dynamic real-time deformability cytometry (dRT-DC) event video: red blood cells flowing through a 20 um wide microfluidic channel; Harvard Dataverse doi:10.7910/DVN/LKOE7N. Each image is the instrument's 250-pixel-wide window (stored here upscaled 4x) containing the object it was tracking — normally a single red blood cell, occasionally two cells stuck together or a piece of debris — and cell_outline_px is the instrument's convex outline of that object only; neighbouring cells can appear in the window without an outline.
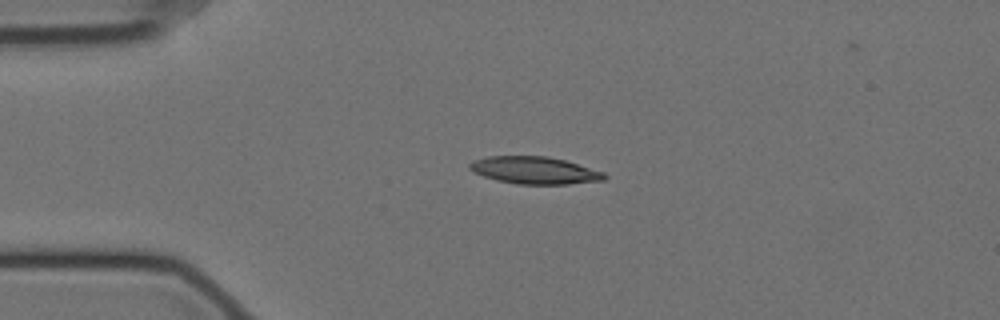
{"species": "Egyptian fruit bat (a non-hibernating species)", "species_latin": "Rousettus aegyptiacus", "temperature_condition": "cold", "stored_images_in_passage": 16, "camera_frame_rate_fps": 3000, "um_per_image_px": 0.085, "animal": {"sex": "female"}, "frame": {"image": 1, "passage_image": 1, "time_ms": 0.0, "image_size_px": [1000, 320], "cell_outline_px": [[608, 176], [604, 180], [568, 184], [516, 184], [496, 180], [484, 176], [468, 168], [468, 164], [476, 160], [488, 156], [548, 156], [564, 160], [604, 172]], "centroid_in_image_um": [45.46, 14.48], "position_along_channel_um": 39.5, "area_um2": 21.27}}
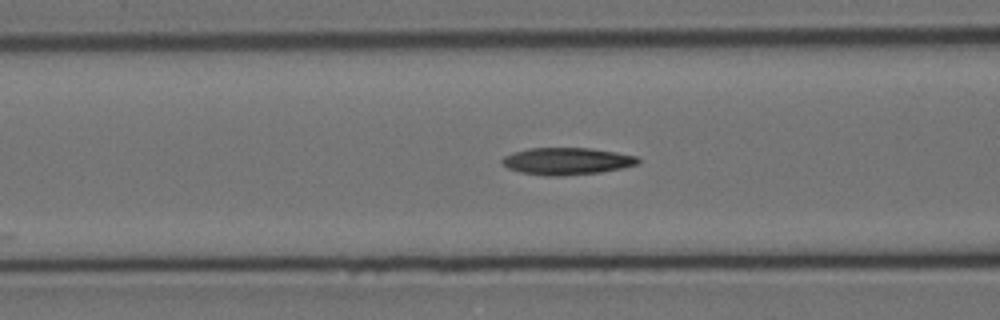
{"frame": {"image": 2, "passage_image": 10, "time_ms": 3.0, "image_size_px": [1000, 320], "cell_outline_px": [[640, 160], [636, 164], [620, 168], [600, 172], [560, 176], [544, 176], [520, 172], [508, 168], [500, 164], [500, 160], [504, 156], [512, 152], [528, 148], [592, 148], [616, 152], [636, 156]], "centroid_in_image_um": [48.11, 13.69], "position_along_channel_um": 118.5, "area_um2": 21.5}}
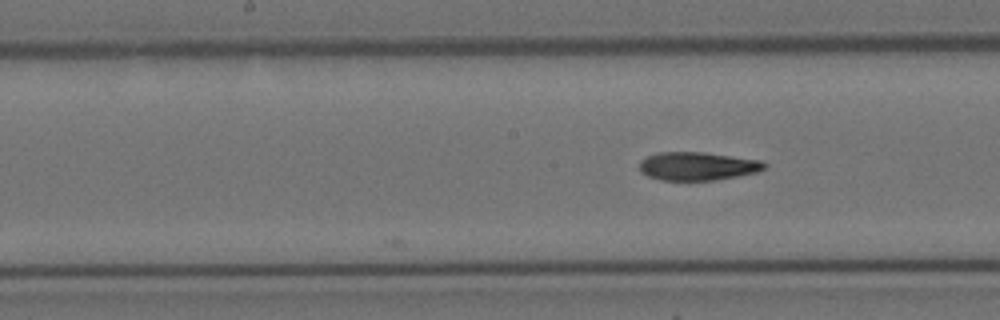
{"frame": {"image": 3, "passage_image": 16, "time_ms": 5.0, "image_size_px": [1000, 320], "cell_outline_px": [[768, 164], [764, 168], [756, 172], [716, 180], [660, 180], [648, 176], [640, 172], [640, 160], [648, 156], [660, 152], [704, 152], [760, 160]], "centroid_in_image_um": [59.27, 14.12], "position_along_channel_um": 188.9, "area_um2": 20.52}}